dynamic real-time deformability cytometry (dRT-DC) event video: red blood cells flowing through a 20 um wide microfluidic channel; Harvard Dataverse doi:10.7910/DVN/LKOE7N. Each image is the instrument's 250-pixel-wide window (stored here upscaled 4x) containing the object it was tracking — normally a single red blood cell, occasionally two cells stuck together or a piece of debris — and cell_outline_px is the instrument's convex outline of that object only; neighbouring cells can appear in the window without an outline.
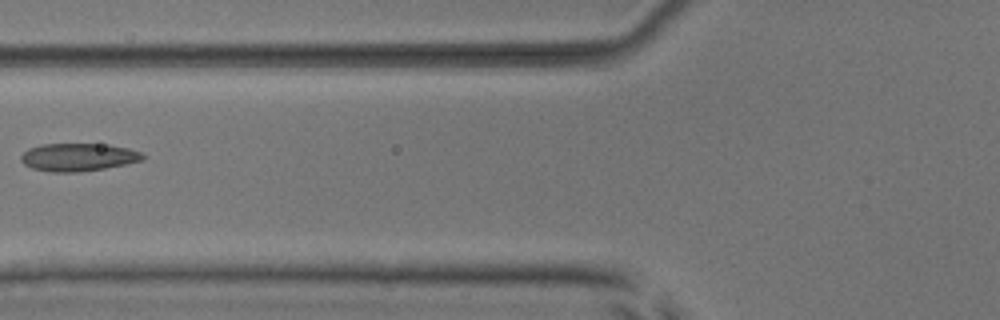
{"species": "common noctule bat (a hibernating species)", "species_latin": "Nyctalus noctula", "temperature_condition": "room temperature", "stored_images_in_passage": 7, "camera_frame_rate_fps": 3000, "um_per_image_px": 0.085, "animal": {"sex": "male", "body_mass_g": 17.9, "forearm_length_mm": 54.2}, "frame": {"image": 1, "passage_image": 6, "time_ms": 6.0, "image_size_px": [1000, 320], "cell_outline_px": [[144, 160], [104, 168], [80, 172], [52, 172], [32, 168], [24, 164], [20, 160], [20, 156], [28, 148], [40, 144], [108, 144], [128, 148], [140, 152], [144, 156]], "centroid_in_image_um": [6.62, 13.35], "position_along_channel_um": 119.2, "area_um2": 19.77}}
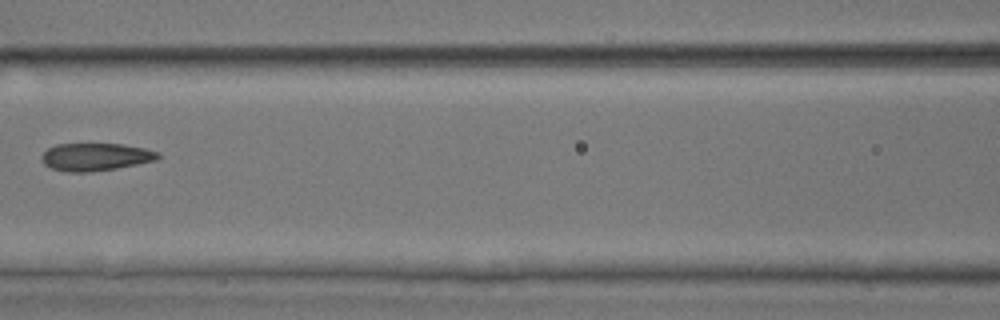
{"frame": {"image": 2, "passage_image": 7, "time_ms": 7.0, "image_size_px": [1000, 320], "cell_outline_px": [[160, 156], [156, 160], [116, 168], [92, 172], [64, 172], [52, 168], [44, 164], [40, 160], [40, 156], [48, 148], [56, 144], [124, 144], [144, 148], [160, 152]], "centroid_in_image_um": [8.09, 13.34], "position_along_channel_um": 158.5, "area_um2": 18.84}}